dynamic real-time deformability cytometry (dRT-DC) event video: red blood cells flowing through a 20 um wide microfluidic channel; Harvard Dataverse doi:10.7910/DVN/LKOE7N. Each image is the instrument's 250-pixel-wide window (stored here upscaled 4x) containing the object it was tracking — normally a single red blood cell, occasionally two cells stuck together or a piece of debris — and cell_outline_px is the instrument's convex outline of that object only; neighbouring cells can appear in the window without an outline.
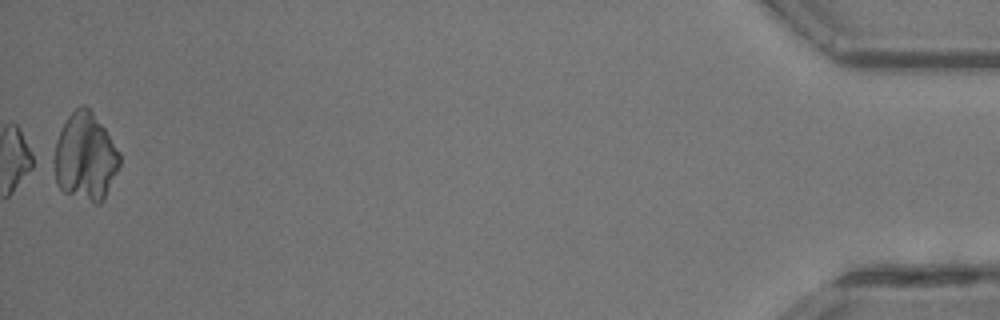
{"species": "common noctule bat (a hibernating species)", "species_latin": "Nyctalus noctula", "temperature_condition": "room temperature", "stored_images_in_passage": 20, "camera_frame_rate_fps": 3000, "um_per_image_px": 0.085, "animal": {"sex": "male", "body_mass_g": 13.3}, "frame": {"image": 1, "passage_image": 20, "time_ms": 6.333, "image_size_px": [1000, 320], "cell_outline_px": [[120, 164], [104, 200], [100, 204], [96, 204], [64, 192], [56, 184], [48, 160], [56, 140], [68, 116], [80, 104], [84, 104], [92, 112], [104, 128], [120, 152]], "centroid_in_image_um": [7.18, 13.36], "position_along_channel_um": 428.0, "area_um2": 34.22}}